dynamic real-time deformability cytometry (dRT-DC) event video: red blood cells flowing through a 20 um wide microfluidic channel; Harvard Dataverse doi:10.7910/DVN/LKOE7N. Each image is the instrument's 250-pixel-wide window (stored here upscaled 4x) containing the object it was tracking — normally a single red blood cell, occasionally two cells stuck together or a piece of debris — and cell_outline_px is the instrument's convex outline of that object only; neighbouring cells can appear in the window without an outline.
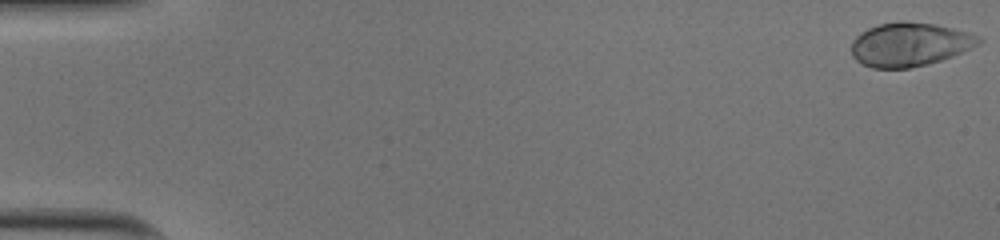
{"species": "human", "species_latin": "Homo sapiens", "temperature_condition": "cold", "stored_images_in_passage": 46, "camera_frame_rate_fps": 3000, "um_per_image_px": 0.085, "donor": {"sex": "male"}, "frame": {"image": 1, "passage_image": 1, "time_ms": 0.0, "image_size_px": [1000, 240], "cell_outline_px": [[984, 40], [972, 48], [952, 56], [928, 64], [908, 68], [872, 68], [856, 60], [852, 56], [852, 40], [860, 32], [868, 28], [880, 24], [900, 20], [904, 20], [936, 24], [968, 32], [980, 36]], "centroid_in_image_um": [77.33, 3.76], "position_along_channel_um": 7.7, "area_um2": 32.6}}
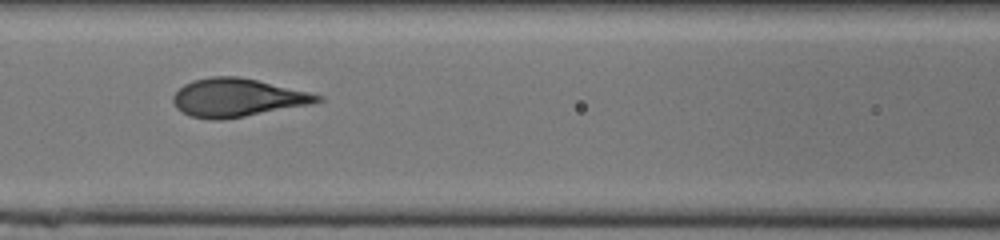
{"frame": {"image": 2, "passage_image": 24, "time_ms": 7.667, "image_size_px": [1000, 240], "cell_outline_px": [[324, 100], [312, 104], [244, 116], [220, 120], [212, 120], [188, 116], [176, 108], [172, 100], [172, 96], [184, 84], [192, 80], [212, 76], [240, 76], [308, 92], [324, 96]], "centroid_in_image_um": [20.14, 8.3], "position_along_channel_um": 146.5, "area_um2": 32.14}}
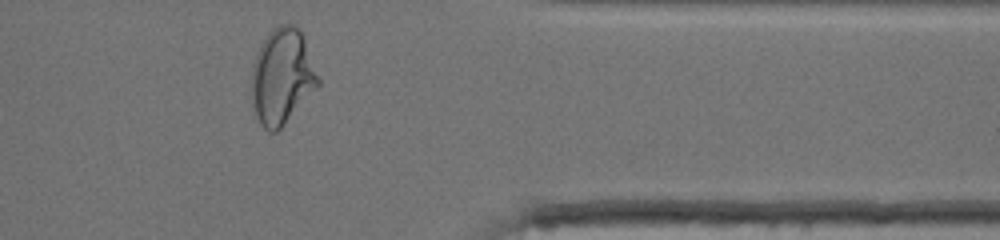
{"frame": {"image": 3, "passage_image": 43, "time_ms": 14.0, "image_size_px": [1000, 240], "cell_outline_px": [[320, 84], [284, 124], [276, 132], [268, 132], [260, 124], [256, 116], [252, 104], [252, 68], [256, 56], [268, 32], [276, 24], [292, 24], [300, 28], [304, 36], [320, 80]], "centroid_in_image_um": [23.98, 6.48], "position_along_channel_um": 387.4, "area_um2": 36.99}, "authors_computed_cell_mechanics": {"area_um2": 32.1368, "velocity_mm_per_s": 4.0189, "shape_relaxation_time_tau1_ms": 4.5303, "shape_relaxation_time_tau2_ms": null, "deformation_change_tau1": 0.2211, "deformation_change_tau2": null}}